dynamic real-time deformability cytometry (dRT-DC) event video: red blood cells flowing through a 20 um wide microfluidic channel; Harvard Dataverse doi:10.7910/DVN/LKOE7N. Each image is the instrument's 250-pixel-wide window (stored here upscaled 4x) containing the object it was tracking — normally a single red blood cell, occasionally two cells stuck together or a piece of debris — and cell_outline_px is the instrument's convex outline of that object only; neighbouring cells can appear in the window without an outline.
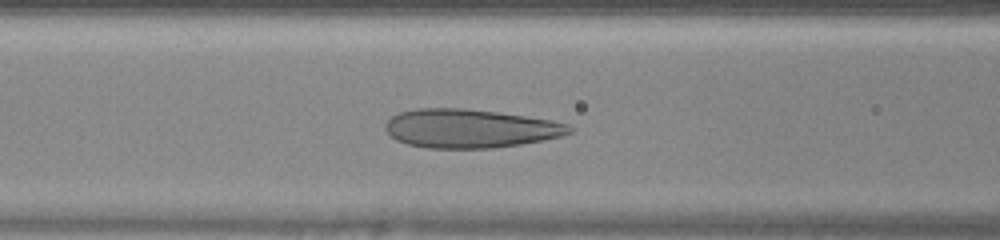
{"species": "human", "species_latin": "Homo sapiens", "temperature_condition": "warm", "stored_images_in_passage": 35, "camera_frame_rate_fps": 3000, "um_per_image_px": 0.085, "donor": {"sex": "female"}, "frame": {"image": 1, "passage_image": 13, "time_ms": 4.0, "image_size_px": [1000, 240], "cell_outline_px": [[572, 132], [560, 136], [544, 140], [520, 144], [492, 148], [428, 148], [408, 144], [396, 140], [384, 128], [384, 124], [392, 116], [400, 112], [416, 108], [464, 108], [496, 112], [552, 120], [568, 124], [572, 128]], "centroid_in_image_um": [39.93, 10.92], "position_along_channel_um": 126.7, "area_um2": 41.38}}
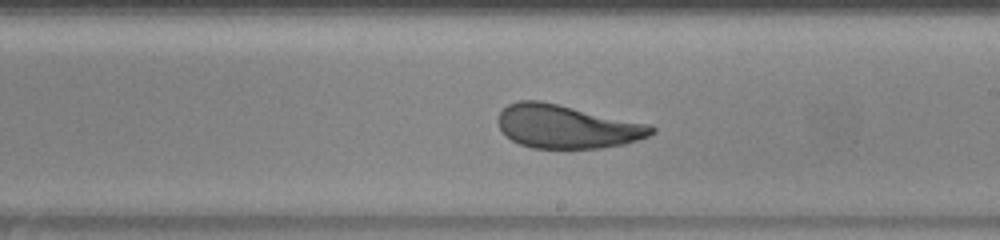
{"frame": {"image": 2, "passage_image": 21, "time_ms": 6.667, "image_size_px": [1000, 240], "cell_outline_px": [[656, 132], [648, 136], [624, 144], [600, 148], [532, 148], [520, 144], [512, 140], [500, 128], [496, 120], [500, 112], [508, 104], [520, 100], [540, 100], [652, 124], [656, 128]], "centroid_in_image_um": [48.21, 10.75], "position_along_channel_um": 240.8, "area_um2": 38.96}}
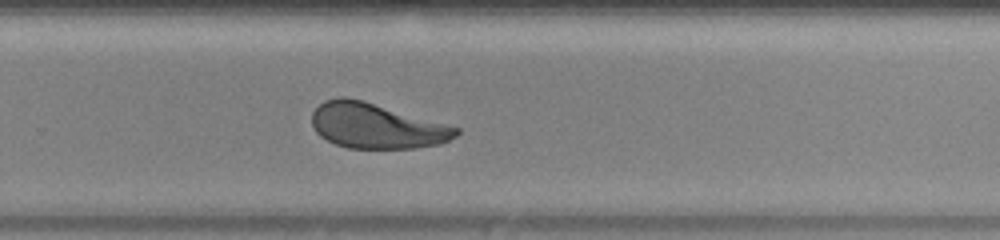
{"frame": {"image": 3, "passage_image": 25, "time_ms": 8.0, "image_size_px": [1000, 240], "cell_outline_px": [[460, 132], [456, 136], [440, 144], [416, 148], [348, 148], [336, 144], [320, 136], [316, 132], [312, 124], [312, 112], [324, 100], [340, 96], [344, 96], [360, 100], [460, 128]], "centroid_in_image_um": [31.97, 10.71], "position_along_channel_um": 297.8, "area_um2": 37.51}, "authors_computed_cell_mechanics": {"area_um2": 40.5756, "velocity_mm_per_s": 4.2878, "shape_relaxation_time_tau1_ms": 6.0283, "shape_relaxation_time_tau2_ms": 0.6484, "deformation_change_tau1": 0.2164, "deformation_change_tau2": 0.0799}}